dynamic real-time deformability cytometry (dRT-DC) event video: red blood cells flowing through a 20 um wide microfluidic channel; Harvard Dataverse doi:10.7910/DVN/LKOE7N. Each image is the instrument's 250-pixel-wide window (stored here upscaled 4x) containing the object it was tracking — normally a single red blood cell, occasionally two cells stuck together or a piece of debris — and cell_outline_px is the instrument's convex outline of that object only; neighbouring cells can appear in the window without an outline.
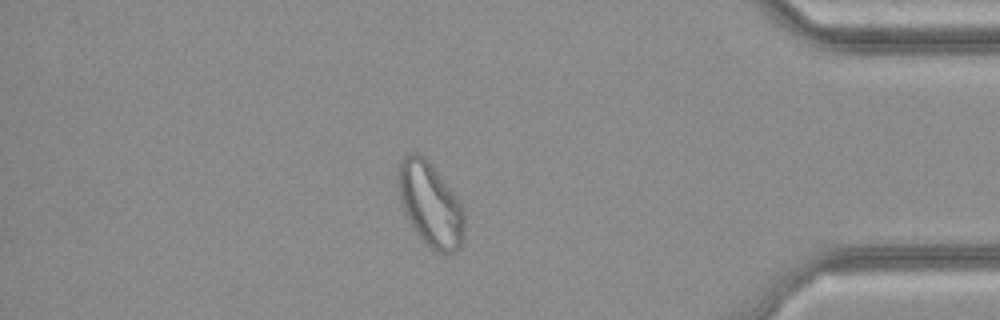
{"species": "common noctule bat (a hibernating species)", "species_latin": "Nyctalus noctula", "temperature_condition": "cold", "stored_images_in_passage": 37, "camera_frame_rate_fps": 3000, "um_per_image_px": 0.085, "animal": {"sex": "female", "body_mass_g": 21.9}, "frame": {"image": 1, "passage_image": 32, "time_ms": 10.333, "image_size_px": [1000, 320], "cell_outline_px": [[464, 236], [460, 248], [452, 252], [440, 252], [432, 248], [416, 232], [408, 220], [404, 212], [396, 188], [396, 172], [400, 160], [408, 152], [416, 152], [424, 156], [432, 164], [456, 196], [464, 212]], "centroid_in_image_um": [36.53, 17.3], "position_along_channel_um": 398.7, "area_um2": 32.6}}